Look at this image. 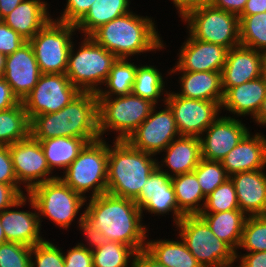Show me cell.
Instances as JSON below:
<instances>
[{"mask_svg":"<svg viewBox=\"0 0 266 267\" xmlns=\"http://www.w3.org/2000/svg\"><path fill=\"white\" fill-rule=\"evenodd\" d=\"M87 205L84 216L108 241L130 246L135 252L145 249L148 229L134 200L104 193L90 198Z\"/></svg>","mask_w":266,"mask_h":267,"instance_id":"cell-1","label":"cell"},{"mask_svg":"<svg viewBox=\"0 0 266 267\" xmlns=\"http://www.w3.org/2000/svg\"><path fill=\"white\" fill-rule=\"evenodd\" d=\"M30 135L40 141L55 137H78L88 143L100 138L97 93L81 92L57 112L30 120Z\"/></svg>","mask_w":266,"mask_h":267,"instance_id":"cell-2","label":"cell"},{"mask_svg":"<svg viewBox=\"0 0 266 267\" xmlns=\"http://www.w3.org/2000/svg\"><path fill=\"white\" fill-rule=\"evenodd\" d=\"M153 20L129 12L100 26L90 37L117 58L164 48Z\"/></svg>","mask_w":266,"mask_h":267,"instance_id":"cell-3","label":"cell"},{"mask_svg":"<svg viewBox=\"0 0 266 267\" xmlns=\"http://www.w3.org/2000/svg\"><path fill=\"white\" fill-rule=\"evenodd\" d=\"M113 143L112 147L108 145L107 193L135 200L158 161L126 141Z\"/></svg>","mask_w":266,"mask_h":267,"instance_id":"cell-4","label":"cell"},{"mask_svg":"<svg viewBox=\"0 0 266 267\" xmlns=\"http://www.w3.org/2000/svg\"><path fill=\"white\" fill-rule=\"evenodd\" d=\"M103 138L87 143L60 179L83 198L107 193L108 144ZM89 190V191H88Z\"/></svg>","mask_w":266,"mask_h":267,"instance_id":"cell-5","label":"cell"},{"mask_svg":"<svg viewBox=\"0 0 266 267\" xmlns=\"http://www.w3.org/2000/svg\"><path fill=\"white\" fill-rule=\"evenodd\" d=\"M80 49L74 53L72 44L65 75L80 92L97 93L118 59L113 53L98 45L90 36H85Z\"/></svg>","mask_w":266,"mask_h":267,"instance_id":"cell-6","label":"cell"},{"mask_svg":"<svg viewBox=\"0 0 266 267\" xmlns=\"http://www.w3.org/2000/svg\"><path fill=\"white\" fill-rule=\"evenodd\" d=\"M154 106L133 93L116 98L98 97L100 138L112 129L119 134L115 140L125 141L148 118Z\"/></svg>","mask_w":266,"mask_h":267,"instance_id":"cell-7","label":"cell"},{"mask_svg":"<svg viewBox=\"0 0 266 267\" xmlns=\"http://www.w3.org/2000/svg\"><path fill=\"white\" fill-rule=\"evenodd\" d=\"M179 237L202 267H220L236 261L235 252L199 215H185L177 224Z\"/></svg>","mask_w":266,"mask_h":267,"instance_id":"cell-8","label":"cell"},{"mask_svg":"<svg viewBox=\"0 0 266 267\" xmlns=\"http://www.w3.org/2000/svg\"><path fill=\"white\" fill-rule=\"evenodd\" d=\"M34 201L39 221L48 217L60 228H69L87 200L73 191L58 176L33 187L27 193Z\"/></svg>","mask_w":266,"mask_h":267,"instance_id":"cell-9","label":"cell"},{"mask_svg":"<svg viewBox=\"0 0 266 267\" xmlns=\"http://www.w3.org/2000/svg\"><path fill=\"white\" fill-rule=\"evenodd\" d=\"M182 20L188 23V32L195 39L229 50L240 45L239 17L211 3L190 11Z\"/></svg>","mask_w":266,"mask_h":267,"instance_id":"cell-10","label":"cell"},{"mask_svg":"<svg viewBox=\"0 0 266 267\" xmlns=\"http://www.w3.org/2000/svg\"><path fill=\"white\" fill-rule=\"evenodd\" d=\"M76 26L51 19L33 38L32 45L42 74H65Z\"/></svg>","mask_w":266,"mask_h":267,"instance_id":"cell-11","label":"cell"},{"mask_svg":"<svg viewBox=\"0 0 266 267\" xmlns=\"http://www.w3.org/2000/svg\"><path fill=\"white\" fill-rule=\"evenodd\" d=\"M81 92L65 74H41L32 91L21 101L29 120L61 110Z\"/></svg>","mask_w":266,"mask_h":267,"instance_id":"cell-12","label":"cell"},{"mask_svg":"<svg viewBox=\"0 0 266 267\" xmlns=\"http://www.w3.org/2000/svg\"><path fill=\"white\" fill-rule=\"evenodd\" d=\"M165 104L174 115L180 136L200 137L221 111L219 102L184 98L168 91Z\"/></svg>","mask_w":266,"mask_h":267,"instance_id":"cell-13","label":"cell"},{"mask_svg":"<svg viewBox=\"0 0 266 267\" xmlns=\"http://www.w3.org/2000/svg\"><path fill=\"white\" fill-rule=\"evenodd\" d=\"M164 92L166 93L163 101L166 108L155 112V105L148 118L125 140L131 147L154 156L180 137L174 115L165 104L167 91Z\"/></svg>","mask_w":266,"mask_h":267,"instance_id":"cell-14","label":"cell"},{"mask_svg":"<svg viewBox=\"0 0 266 267\" xmlns=\"http://www.w3.org/2000/svg\"><path fill=\"white\" fill-rule=\"evenodd\" d=\"M9 151L16 179L19 184H25L27 193L36 185L58 177H49L52 171L47 164L40 141L31 135L9 145Z\"/></svg>","mask_w":266,"mask_h":267,"instance_id":"cell-15","label":"cell"},{"mask_svg":"<svg viewBox=\"0 0 266 267\" xmlns=\"http://www.w3.org/2000/svg\"><path fill=\"white\" fill-rule=\"evenodd\" d=\"M160 165L157 162V167L145 181V185L134 202L142 213L143 209L157 215L172 212L176 225L185 215L178 209L172 185V173L164 171L163 164Z\"/></svg>","mask_w":266,"mask_h":267,"instance_id":"cell-16","label":"cell"},{"mask_svg":"<svg viewBox=\"0 0 266 267\" xmlns=\"http://www.w3.org/2000/svg\"><path fill=\"white\" fill-rule=\"evenodd\" d=\"M201 135L203 159L221 161L248 133L249 129L239 119L218 117Z\"/></svg>","mask_w":266,"mask_h":267,"instance_id":"cell-17","label":"cell"},{"mask_svg":"<svg viewBox=\"0 0 266 267\" xmlns=\"http://www.w3.org/2000/svg\"><path fill=\"white\" fill-rule=\"evenodd\" d=\"M181 46L179 61L168 73L177 71L221 72L226 62L228 48L195 39L190 33Z\"/></svg>","mask_w":266,"mask_h":267,"instance_id":"cell-18","label":"cell"},{"mask_svg":"<svg viewBox=\"0 0 266 267\" xmlns=\"http://www.w3.org/2000/svg\"><path fill=\"white\" fill-rule=\"evenodd\" d=\"M41 74L29 41L6 56L3 78L20 101L32 91Z\"/></svg>","mask_w":266,"mask_h":267,"instance_id":"cell-19","label":"cell"},{"mask_svg":"<svg viewBox=\"0 0 266 267\" xmlns=\"http://www.w3.org/2000/svg\"><path fill=\"white\" fill-rule=\"evenodd\" d=\"M265 53L241 45L228 50L221 71L224 94L231 88L263 75Z\"/></svg>","mask_w":266,"mask_h":267,"instance_id":"cell-20","label":"cell"},{"mask_svg":"<svg viewBox=\"0 0 266 267\" xmlns=\"http://www.w3.org/2000/svg\"><path fill=\"white\" fill-rule=\"evenodd\" d=\"M28 199L30 207L34 208L35 212L10 210L11 207L0 212V222L6 242H16L33 247L45 240L40 236L41 222L36 212V205L29 195Z\"/></svg>","mask_w":266,"mask_h":267,"instance_id":"cell-21","label":"cell"},{"mask_svg":"<svg viewBox=\"0 0 266 267\" xmlns=\"http://www.w3.org/2000/svg\"><path fill=\"white\" fill-rule=\"evenodd\" d=\"M229 176L264 169L266 166V138L250 132L221 160Z\"/></svg>","mask_w":266,"mask_h":267,"instance_id":"cell-22","label":"cell"},{"mask_svg":"<svg viewBox=\"0 0 266 267\" xmlns=\"http://www.w3.org/2000/svg\"><path fill=\"white\" fill-rule=\"evenodd\" d=\"M262 170L239 172L230 176L239 209L246 216L266 215V173Z\"/></svg>","mask_w":266,"mask_h":267,"instance_id":"cell-23","label":"cell"},{"mask_svg":"<svg viewBox=\"0 0 266 267\" xmlns=\"http://www.w3.org/2000/svg\"><path fill=\"white\" fill-rule=\"evenodd\" d=\"M266 98V80L264 76L231 87L225 94L221 109L228 110L238 116H257L262 102ZM224 107V108H223Z\"/></svg>","mask_w":266,"mask_h":267,"instance_id":"cell-24","label":"cell"},{"mask_svg":"<svg viewBox=\"0 0 266 267\" xmlns=\"http://www.w3.org/2000/svg\"><path fill=\"white\" fill-rule=\"evenodd\" d=\"M47 3L41 0H23L2 21L29 41L52 18Z\"/></svg>","mask_w":266,"mask_h":267,"instance_id":"cell-25","label":"cell"},{"mask_svg":"<svg viewBox=\"0 0 266 267\" xmlns=\"http://www.w3.org/2000/svg\"><path fill=\"white\" fill-rule=\"evenodd\" d=\"M178 72H183L179 78L181 92L176 93L178 96L196 100H210L222 104L224 91L221 72Z\"/></svg>","mask_w":266,"mask_h":267,"instance_id":"cell-26","label":"cell"},{"mask_svg":"<svg viewBox=\"0 0 266 267\" xmlns=\"http://www.w3.org/2000/svg\"><path fill=\"white\" fill-rule=\"evenodd\" d=\"M163 151L166 155L161 162L172 170V177L192 172L202 159L200 139L197 136H180Z\"/></svg>","mask_w":266,"mask_h":267,"instance_id":"cell-27","label":"cell"},{"mask_svg":"<svg viewBox=\"0 0 266 267\" xmlns=\"http://www.w3.org/2000/svg\"><path fill=\"white\" fill-rule=\"evenodd\" d=\"M213 234L225 242L235 253L239 248L246 216L241 210L200 213Z\"/></svg>","mask_w":266,"mask_h":267,"instance_id":"cell-28","label":"cell"},{"mask_svg":"<svg viewBox=\"0 0 266 267\" xmlns=\"http://www.w3.org/2000/svg\"><path fill=\"white\" fill-rule=\"evenodd\" d=\"M87 143L86 140L78 137L61 136L40 140V145L51 171L56 167L66 170Z\"/></svg>","mask_w":266,"mask_h":267,"instance_id":"cell-29","label":"cell"},{"mask_svg":"<svg viewBox=\"0 0 266 267\" xmlns=\"http://www.w3.org/2000/svg\"><path fill=\"white\" fill-rule=\"evenodd\" d=\"M129 0H96L86 15L75 25L85 36H90L100 26L130 11Z\"/></svg>","mask_w":266,"mask_h":267,"instance_id":"cell-30","label":"cell"},{"mask_svg":"<svg viewBox=\"0 0 266 267\" xmlns=\"http://www.w3.org/2000/svg\"><path fill=\"white\" fill-rule=\"evenodd\" d=\"M145 249L167 267H202L182 239L180 241L147 240Z\"/></svg>","mask_w":266,"mask_h":267,"instance_id":"cell-31","label":"cell"},{"mask_svg":"<svg viewBox=\"0 0 266 267\" xmlns=\"http://www.w3.org/2000/svg\"><path fill=\"white\" fill-rule=\"evenodd\" d=\"M172 185L178 209L184 215H199L204 208L206 197L194 171L172 177ZM201 200L204 201L203 204H199Z\"/></svg>","mask_w":266,"mask_h":267,"instance_id":"cell-32","label":"cell"},{"mask_svg":"<svg viewBox=\"0 0 266 267\" xmlns=\"http://www.w3.org/2000/svg\"><path fill=\"white\" fill-rule=\"evenodd\" d=\"M29 135L30 120L22 102L0 111V145L9 146Z\"/></svg>","mask_w":266,"mask_h":267,"instance_id":"cell-33","label":"cell"},{"mask_svg":"<svg viewBox=\"0 0 266 267\" xmlns=\"http://www.w3.org/2000/svg\"><path fill=\"white\" fill-rule=\"evenodd\" d=\"M125 58H118L112 65L105 81L108 90H99L97 97L124 96L132 92L137 65Z\"/></svg>","mask_w":266,"mask_h":267,"instance_id":"cell-34","label":"cell"},{"mask_svg":"<svg viewBox=\"0 0 266 267\" xmlns=\"http://www.w3.org/2000/svg\"><path fill=\"white\" fill-rule=\"evenodd\" d=\"M238 17L240 45L266 53V12Z\"/></svg>","mask_w":266,"mask_h":267,"instance_id":"cell-35","label":"cell"},{"mask_svg":"<svg viewBox=\"0 0 266 267\" xmlns=\"http://www.w3.org/2000/svg\"><path fill=\"white\" fill-rule=\"evenodd\" d=\"M165 82L162 74L154 66L137 67L132 92L141 98L150 100L155 105L163 94Z\"/></svg>","mask_w":266,"mask_h":267,"instance_id":"cell-36","label":"cell"},{"mask_svg":"<svg viewBox=\"0 0 266 267\" xmlns=\"http://www.w3.org/2000/svg\"><path fill=\"white\" fill-rule=\"evenodd\" d=\"M135 254L130 246L107 241L103 246L92 250L93 267H128V263L134 260Z\"/></svg>","mask_w":266,"mask_h":267,"instance_id":"cell-37","label":"cell"},{"mask_svg":"<svg viewBox=\"0 0 266 267\" xmlns=\"http://www.w3.org/2000/svg\"><path fill=\"white\" fill-rule=\"evenodd\" d=\"M248 252L266 251V215L246 218L239 248Z\"/></svg>","mask_w":266,"mask_h":267,"instance_id":"cell-38","label":"cell"},{"mask_svg":"<svg viewBox=\"0 0 266 267\" xmlns=\"http://www.w3.org/2000/svg\"><path fill=\"white\" fill-rule=\"evenodd\" d=\"M193 171L205 197L230 178L221 161H210L202 158Z\"/></svg>","mask_w":266,"mask_h":267,"instance_id":"cell-39","label":"cell"},{"mask_svg":"<svg viewBox=\"0 0 266 267\" xmlns=\"http://www.w3.org/2000/svg\"><path fill=\"white\" fill-rule=\"evenodd\" d=\"M228 210H240L235 186L231 178H228L206 197L201 213H217Z\"/></svg>","mask_w":266,"mask_h":267,"instance_id":"cell-40","label":"cell"},{"mask_svg":"<svg viewBox=\"0 0 266 267\" xmlns=\"http://www.w3.org/2000/svg\"><path fill=\"white\" fill-rule=\"evenodd\" d=\"M30 246L16 242L0 244V267H30Z\"/></svg>","mask_w":266,"mask_h":267,"instance_id":"cell-41","label":"cell"},{"mask_svg":"<svg viewBox=\"0 0 266 267\" xmlns=\"http://www.w3.org/2000/svg\"><path fill=\"white\" fill-rule=\"evenodd\" d=\"M30 267H64L63 252L51 242L44 240L31 248Z\"/></svg>","mask_w":266,"mask_h":267,"instance_id":"cell-42","label":"cell"},{"mask_svg":"<svg viewBox=\"0 0 266 267\" xmlns=\"http://www.w3.org/2000/svg\"><path fill=\"white\" fill-rule=\"evenodd\" d=\"M96 0H67L66 8L57 21L76 25Z\"/></svg>","mask_w":266,"mask_h":267,"instance_id":"cell-43","label":"cell"},{"mask_svg":"<svg viewBox=\"0 0 266 267\" xmlns=\"http://www.w3.org/2000/svg\"><path fill=\"white\" fill-rule=\"evenodd\" d=\"M27 41L3 21L0 22V53L5 56L14 53Z\"/></svg>","mask_w":266,"mask_h":267,"instance_id":"cell-44","label":"cell"},{"mask_svg":"<svg viewBox=\"0 0 266 267\" xmlns=\"http://www.w3.org/2000/svg\"><path fill=\"white\" fill-rule=\"evenodd\" d=\"M64 256V267H93L92 250L85 248L83 243H78Z\"/></svg>","mask_w":266,"mask_h":267,"instance_id":"cell-45","label":"cell"},{"mask_svg":"<svg viewBox=\"0 0 266 267\" xmlns=\"http://www.w3.org/2000/svg\"><path fill=\"white\" fill-rule=\"evenodd\" d=\"M0 183L12 184L22 195H25L16 179L9 146L6 145H0Z\"/></svg>","mask_w":266,"mask_h":267,"instance_id":"cell-46","label":"cell"},{"mask_svg":"<svg viewBox=\"0 0 266 267\" xmlns=\"http://www.w3.org/2000/svg\"><path fill=\"white\" fill-rule=\"evenodd\" d=\"M28 199L26 195H22L12 184L0 183V212L6 208L19 207L26 204Z\"/></svg>","mask_w":266,"mask_h":267,"instance_id":"cell-47","label":"cell"},{"mask_svg":"<svg viewBox=\"0 0 266 267\" xmlns=\"http://www.w3.org/2000/svg\"><path fill=\"white\" fill-rule=\"evenodd\" d=\"M79 227L82 232H84V235H86L89 247L85 245V248H88L89 250H93L97 247L103 246L108 239L105 235L102 234V232L99 229H96V227L90 222L85 216L84 211L81 214L80 218L78 219Z\"/></svg>","mask_w":266,"mask_h":267,"instance_id":"cell-48","label":"cell"},{"mask_svg":"<svg viewBox=\"0 0 266 267\" xmlns=\"http://www.w3.org/2000/svg\"><path fill=\"white\" fill-rule=\"evenodd\" d=\"M21 101L13 93L3 77H0V111L12 108L18 105Z\"/></svg>","mask_w":266,"mask_h":267,"instance_id":"cell-49","label":"cell"},{"mask_svg":"<svg viewBox=\"0 0 266 267\" xmlns=\"http://www.w3.org/2000/svg\"><path fill=\"white\" fill-rule=\"evenodd\" d=\"M236 260H240L238 267H266V251L262 252H247L246 254L238 255L236 252Z\"/></svg>","mask_w":266,"mask_h":267,"instance_id":"cell-50","label":"cell"},{"mask_svg":"<svg viewBox=\"0 0 266 267\" xmlns=\"http://www.w3.org/2000/svg\"><path fill=\"white\" fill-rule=\"evenodd\" d=\"M247 0H210V3L221 10L228 11L239 16L246 5Z\"/></svg>","mask_w":266,"mask_h":267,"instance_id":"cell-51","label":"cell"},{"mask_svg":"<svg viewBox=\"0 0 266 267\" xmlns=\"http://www.w3.org/2000/svg\"><path fill=\"white\" fill-rule=\"evenodd\" d=\"M132 267H167L155 259L146 249L136 252Z\"/></svg>","mask_w":266,"mask_h":267,"instance_id":"cell-52","label":"cell"},{"mask_svg":"<svg viewBox=\"0 0 266 267\" xmlns=\"http://www.w3.org/2000/svg\"><path fill=\"white\" fill-rule=\"evenodd\" d=\"M176 6L178 13L181 15L182 19L192 10L202 7L208 3L210 0H172Z\"/></svg>","mask_w":266,"mask_h":267,"instance_id":"cell-53","label":"cell"},{"mask_svg":"<svg viewBox=\"0 0 266 267\" xmlns=\"http://www.w3.org/2000/svg\"><path fill=\"white\" fill-rule=\"evenodd\" d=\"M266 12V0H247L240 15H253Z\"/></svg>","mask_w":266,"mask_h":267,"instance_id":"cell-54","label":"cell"},{"mask_svg":"<svg viewBox=\"0 0 266 267\" xmlns=\"http://www.w3.org/2000/svg\"><path fill=\"white\" fill-rule=\"evenodd\" d=\"M23 0H0V16L3 19L12 12Z\"/></svg>","mask_w":266,"mask_h":267,"instance_id":"cell-55","label":"cell"},{"mask_svg":"<svg viewBox=\"0 0 266 267\" xmlns=\"http://www.w3.org/2000/svg\"><path fill=\"white\" fill-rule=\"evenodd\" d=\"M254 120L257 122V124L266 126V98L262 102L261 108Z\"/></svg>","mask_w":266,"mask_h":267,"instance_id":"cell-56","label":"cell"},{"mask_svg":"<svg viewBox=\"0 0 266 267\" xmlns=\"http://www.w3.org/2000/svg\"><path fill=\"white\" fill-rule=\"evenodd\" d=\"M6 56L0 53V77H3L5 71Z\"/></svg>","mask_w":266,"mask_h":267,"instance_id":"cell-57","label":"cell"},{"mask_svg":"<svg viewBox=\"0 0 266 267\" xmlns=\"http://www.w3.org/2000/svg\"><path fill=\"white\" fill-rule=\"evenodd\" d=\"M5 242H6V237H5L1 222H0V244L5 243Z\"/></svg>","mask_w":266,"mask_h":267,"instance_id":"cell-58","label":"cell"},{"mask_svg":"<svg viewBox=\"0 0 266 267\" xmlns=\"http://www.w3.org/2000/svg\"><path fill=\"white\" fill-rule=\"evenodd\" d=\"M263 76L266 80V53H265V58H264V61H263Z\"/></svg>","mask_w":266,"mask_h":267,"instance_id":"cell-59","label":"cell"},{"mask_svg":"<svg viewBox=\"0 0 266 267\" xmlns=\"http://www.w3.org/2000/svg\"><path fill=\"white\" fill-rule=\"evenodd\" d=\"M232 264H234V263H231V264H228V265H223V266H220V267H233ZM236 267H237V266H236Z\"/></svg>","mask_w":266,"mask_h":267,"instance_id":"cell-60","label":"cell"}]
</instances>
